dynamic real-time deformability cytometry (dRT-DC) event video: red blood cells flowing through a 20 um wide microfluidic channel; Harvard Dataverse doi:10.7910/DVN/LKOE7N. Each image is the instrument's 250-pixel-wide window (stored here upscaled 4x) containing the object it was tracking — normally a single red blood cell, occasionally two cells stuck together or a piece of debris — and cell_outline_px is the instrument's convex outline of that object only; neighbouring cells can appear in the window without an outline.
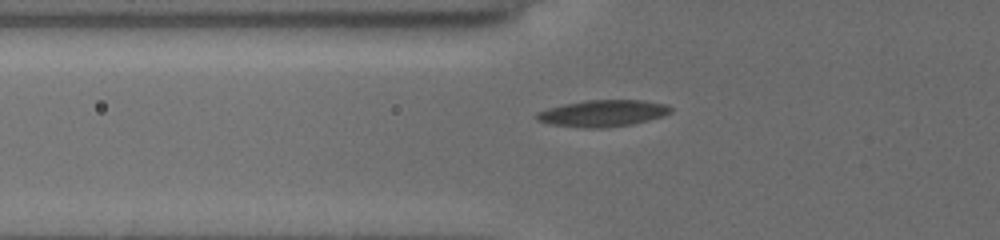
{"species": "common noctule bat (a hibernating species)", "species_latin": "Nyctalus noctula", "temperature_condition": "cold", "stored_images_in_passage": 5, "camera_frame_rate_fps": 3000, "um_per_image_px": 0.085, "animal": {"sex": "female", "body_mass_g": 19.5, "forearm_length_mm": 54.1}, "frame": {"image": 1, "passage_image": 4, "time_ms": 1.333, "image_size_px": [1000, 240], "cell_outline_px": [[672, 112], [664, 116], [632, 124], [604, 128], [584, 128], [552, 124], [536, 120], [536, 112], [548, 108], [564, 104], [588, 100], [640, 100], [668, 104], [672, 108]], "centroid_in_image_um": [51.26, 9.63], "position_along_channel_um": 74.5, "area_um2": 20.81}}
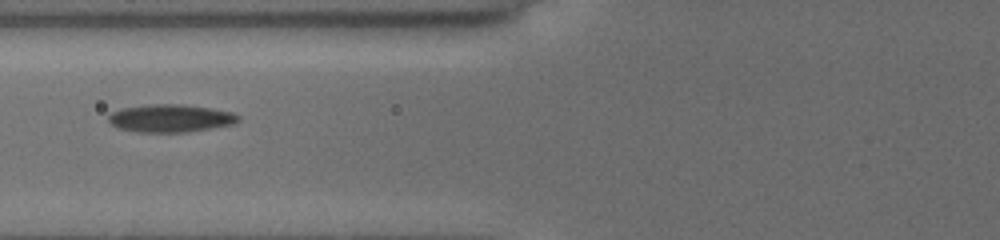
{"frame": {"image": 2, "passage_image": 5, "time_ms": 2.333, "image_size_px": [1000, 240], "cell_outline_px": [[240, 116], [232, 124], [184, 132], [136, 132], [120, 128], [112, 124], [108, 120], [108, 116], [112, 112], [120, 108], [152, 104], [180, 104], [212, 108], [232, 112]], "centroid_in_image_um": [14.45, 10.04], "position_along_channel_um": 111.4, "area_um2": 20.75}}